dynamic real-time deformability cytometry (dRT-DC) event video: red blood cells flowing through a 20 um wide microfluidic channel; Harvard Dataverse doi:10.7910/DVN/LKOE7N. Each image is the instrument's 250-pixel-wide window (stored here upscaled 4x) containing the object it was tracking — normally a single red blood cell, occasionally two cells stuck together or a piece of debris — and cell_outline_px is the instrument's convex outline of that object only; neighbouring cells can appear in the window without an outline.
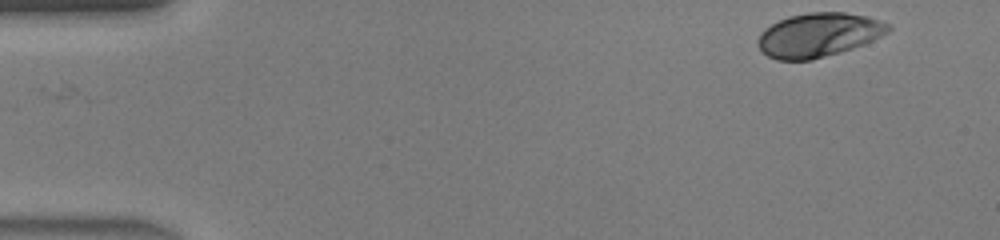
{"species": "human", "species_latin": "Homo sapiens", "temperature_condition": "warm", "stored_images_in_passage": 44, "camera_frame_rate_fps": 3000, "um_per_image_px": 0.085, "donor": {"sex": "male"}, "frame": {"image": 1, "passage_image": 1, "time_ms": 0.0, "image_size_px": [1000, 240], "cell_outline_px": [[892, 28], [888, 32], [864, 44], [840, 52], [812, 60], [776, 60], [768, 56], [756, 44], [756, 40], [760, 32], [764, 28], [788, 16], [808, 12], [844, 12], [868, 16], [880, 20], [888, 24]], "centroid_in_image_um": [69.55, 2.96], "position_along_channel_um": 15.4, "area_um2": 33.52}}
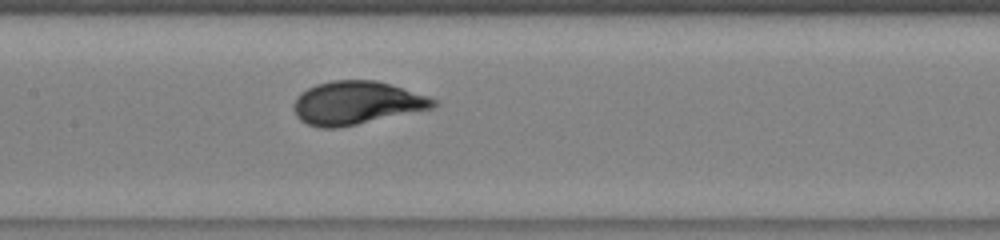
{"frame": {"image": 2, "passage_image": 20, "time_ms": 6.333, "image_size_px": [1000, 240], "cell_outline_px": [[436, 104], [432, 108], [356, 124], [336, 128], [320, 128], [308, 124], [300, 120], [296, 116], [292, 108], [292, 104], [296, 96], [300, 92], [316, 84], [332, 80], [376, 80], [428, 96], [436, 100]], "centroid_in_image_um": [30.23, 8.74], "position_along_channel_um": 177.2, "area_um2": 34.97}}
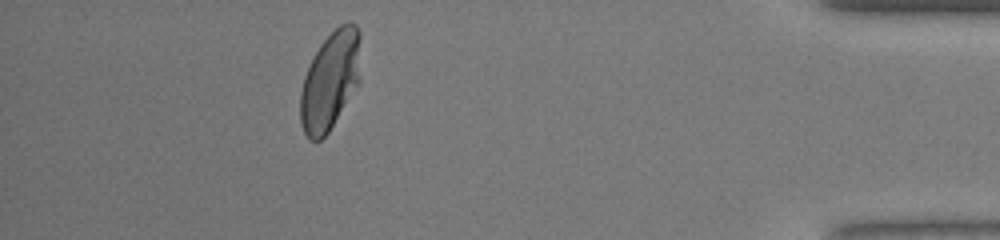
{"frame": {"image": 3, "passage_image": 39, "time_ms": 12.667, "image_size_px": [1000, 240], "cell_outline_px": [[360, 84], [328, 132], [320, 140], [308, 140], [304, 132], [300, 120], [300, 92], [304, 76], [320, 44], [340, 24], [348, 20], [356, 24], [360, 32]], "centroid_in_image_um": [28.09, 6.84], "position_along_channel_um": 407.1, "area_um2": 34.91}, "authors_computed_cell_mechanics": {"area_um2": 34.2465, "velocity_mm_per_s": 4.4453, "shape_relaxation_time_tau1_ms": 3.0724, "shape_relaxation_time_tau2_ms": null, "deformation_change_tau1": 0.1819, "deformation_change_tau2": null}}